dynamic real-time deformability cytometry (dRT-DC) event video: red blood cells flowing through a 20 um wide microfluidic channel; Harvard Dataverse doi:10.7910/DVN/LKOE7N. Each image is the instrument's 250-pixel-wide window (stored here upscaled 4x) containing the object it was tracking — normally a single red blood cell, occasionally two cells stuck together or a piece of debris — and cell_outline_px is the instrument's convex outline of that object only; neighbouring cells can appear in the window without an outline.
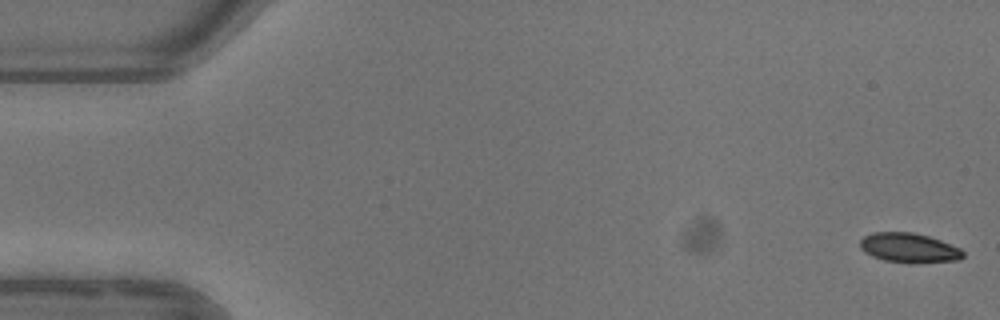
{"species": "common noctule bat (a hibernating species)", "species_latin": "Nyctalus noctula", "temperature_condition": "warm", "stored_images_in_passage": 9, "camera_frame_rate_fps": 3000, "um_per_image_px": 0.085, "animal": {"sex": "female"}, "frame": {"image": 1, "passage_image": 1, "time_ms": 0.0, "image_size_px": [1000, 320], "cell_outline_px": [[964, 256], [960, 260], [884, 260], [872, 256], [864, 252], [860, 248], [860, 240], [864, 236], [872, 232], [912, 232], [928, 236], [940, 240], [960, 248], [964, 252]], "centroid_in_image_um": [77.21, 21.0], "position_along_channel_um": 7.8, "area_um2": 16.88}}
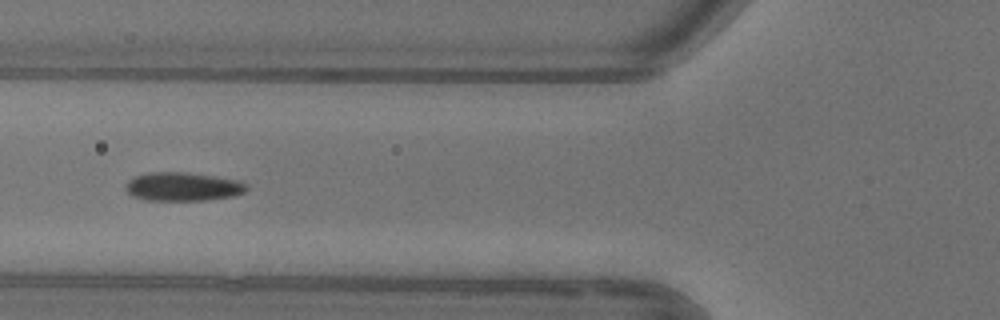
{"frame": {"image": 2, "passage_image": 6, "time_ms": 6.333, "image_size_px": [1000, 320], "cell_outline_px": [[248, 188], [244, 192], [232, 196], [204, 200], [144, 200], [132, 196], [124, 188], [128, 180], [136, 176], [148, 172], [188, 172], [236, 180], [244, 184]], "centroid_in_image_um": [15.47, 15.86], "position_along_channel_um": 110.3, "area_um2": 20.0}}
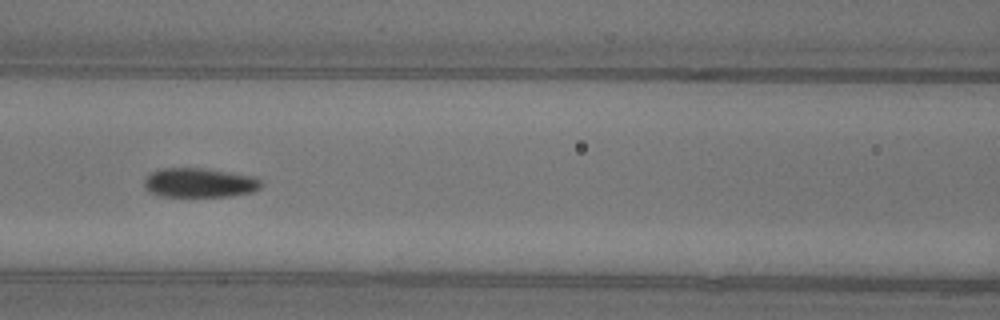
{"frame": {"image": 3, "passage_image": 7, "time_ms": 7.333, "image_size_px": [1000, 320], "cell_outline_px": [[260, 188], [252, 192], [232, 196], [160, 196], [148, 192], [144, 188], [144, 180], [152, 172], [160, 168], [200, 168], [256, 176], [260, 180]], "centroid_in_image_um": [16.93, 15.54], "position_along_channel_um": 149.7, "area_um2": 20.0}}